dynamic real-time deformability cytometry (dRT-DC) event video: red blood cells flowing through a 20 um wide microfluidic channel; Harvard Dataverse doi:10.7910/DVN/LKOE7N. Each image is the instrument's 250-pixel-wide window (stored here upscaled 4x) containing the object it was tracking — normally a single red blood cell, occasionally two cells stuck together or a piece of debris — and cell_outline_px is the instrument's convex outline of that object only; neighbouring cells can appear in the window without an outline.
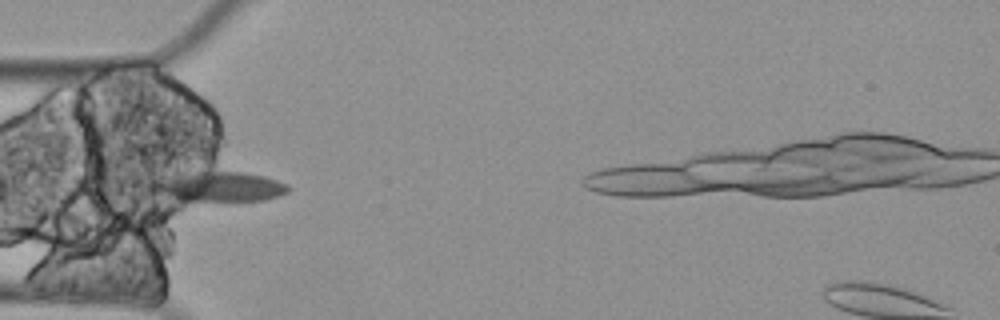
{"species": "Egyptian fruit bat (a non-hibernating species)", "species_latin": "Rousettus aegyptiacus", "temperature_condition": "cold", "stored_images_in_passage": 3, "camera_frame_rate_fps": 3000, "um_per_image_px": 0.085, "animal": {"sex": "female"}, "frame": {"image": 1, "passage_image": 2, "time_ms": 0.333, "image_size_px": [1000, 320], "cell_outline_px": [[288, 192], [264, 200], [180, 204], [148, 188], [148, 180], [172, 172], [240, 172], [264, 176], [288, 184]], "centroid_in_image_um": [18.37, 15.9], "position_along_channel_um": 66.6, "area_um2": 25.49}}